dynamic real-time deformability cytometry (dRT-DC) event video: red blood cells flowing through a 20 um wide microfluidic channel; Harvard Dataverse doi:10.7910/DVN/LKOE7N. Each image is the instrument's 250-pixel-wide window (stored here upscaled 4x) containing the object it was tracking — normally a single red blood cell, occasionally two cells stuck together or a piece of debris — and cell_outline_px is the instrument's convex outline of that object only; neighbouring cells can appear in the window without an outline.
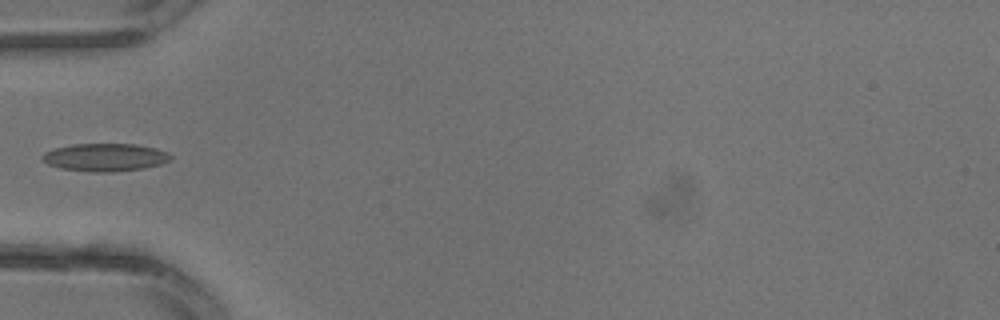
{"species": "common noctule bat (a hibernating species)", "species_latin": "Nyctalus noctula", "temperature_condition": "warm", "stored_images_in_passage": 11, "camera_frame_rate_fps": 3000, "um_per_image_px": 0.085, "animal": {"sex": "male", "body_mass_g": 13.3}, "frame": {"image": 1, "passage_image": 10, "time_ms": 3.0, "image_size_px": [1000, 320], "cell_outline_px": [[172, 160], [160, 164], [144, 168], [112, 172], [88, 172], [60, 168], [48, 164], [40, 160], [40, 156], [44, 152], [52, 148], [72, 144], [136, 144], [156, 148], [168, 152], [172, 156]], "centroid_in_image_um": [8.9, 13.37], "position_along_channel_um": 76.1, "area_um2": 21.15}}